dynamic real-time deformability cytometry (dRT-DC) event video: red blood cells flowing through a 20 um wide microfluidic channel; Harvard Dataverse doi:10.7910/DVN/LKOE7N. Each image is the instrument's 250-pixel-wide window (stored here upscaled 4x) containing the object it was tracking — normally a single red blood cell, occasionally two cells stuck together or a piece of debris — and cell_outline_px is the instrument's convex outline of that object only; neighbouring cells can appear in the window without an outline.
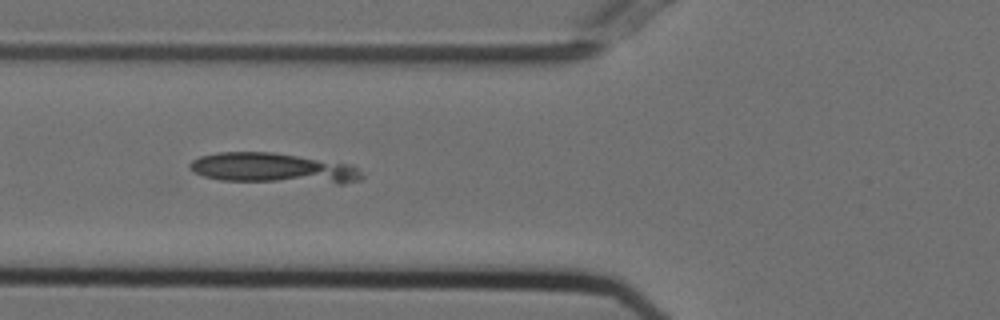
{"species": "Egyptian fruit bat (a non-hibernating species)", "species_latin": "Rousettus aegyptiacus", "temperature_condition": "cold", "stored_images_in_passage": 38, "camera_frame_rate_fps": 3000, "um_per_image_px": 0.085, "animal": {"sex": "female"}, "frame": {"image": 1, "passage_image": 6, "time_ms": 1.667, "image_size_px": [1000, 320], "cell_outline_px": [[364, 176], [360, 180], [344, 184], [336, 184], [220, 180], [204, 176], [188, 168], [188, 164], [192, 160], [200, 156], [220, 152], [272, 152], [352, 164]], "centroid_in_image_um": [23.25, 14.31], "position_along_channel_um": 102.5, "area_um2": 30.58}, "authors_computed_cell_mechanics": {"area_um2": 10.6063, "velocity_mm_per_s": 3.6888, "shape_relaxation_time_tau1_ms": 5.4893, "shape_relaxation_time_tau2_ms": null, "deformation_change_tau1": null, "deformation_change_tau2": null}}